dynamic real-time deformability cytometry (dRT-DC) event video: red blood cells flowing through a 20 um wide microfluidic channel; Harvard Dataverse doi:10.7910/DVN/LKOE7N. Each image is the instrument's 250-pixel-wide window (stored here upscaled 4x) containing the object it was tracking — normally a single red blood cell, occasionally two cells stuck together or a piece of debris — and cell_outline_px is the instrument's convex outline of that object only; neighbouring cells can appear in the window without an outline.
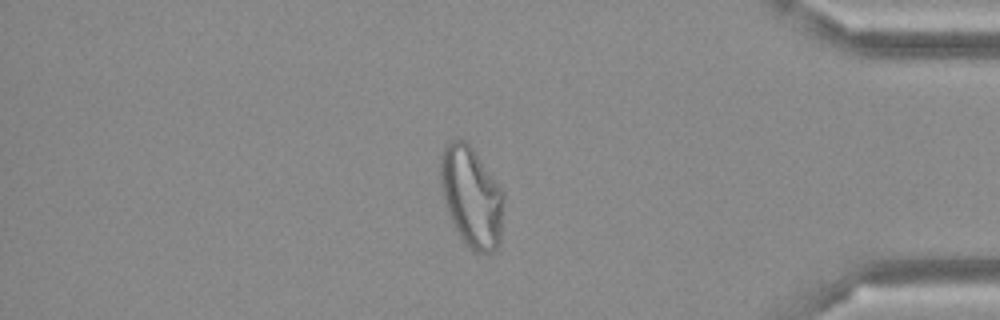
{"species": "Egyptian fruit bat (a non-hibernating species)", "species_latin": "Rousettus aegyptiacus", "temperature_condition": "cold", "stored_images_in_passage": 49, "camera_frame_rate_fps": 3000, "um_per_image_px": 0.085, "frame": {"image": 1, "passage_image": 42, "time_ms": 13.667, "image_size_px": [1000, 320], "cell_outline_px": [[504, 208], [500, 240], [496, 248], [492, 252], [476, 252], [460, 236], [444, 204], [440, 188], [440, 152], [444, 144], [448, 140], [464, 140], [472, 148], [504, 192]], "centroid_in_image_um": [40.06, 16.68], "position_along_channel_um": 395.1, "area_um2": 36.99}}